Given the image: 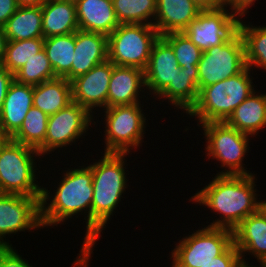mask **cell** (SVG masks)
<instances>
[{"mask_svg":"<svg viewBox=\"0 0 266 267\" xmlns=\"http://www.w3.org/2000/svg\"><path fill=\"white\" fill-rule=\"evenodd\" d=\"M55 195L50 199V192L43 188L41 197V223L43 228L57 226L79 212L88 211L86 234L79 256L74 261L76 267H88L91 255V206L93 200V174L89 166L73 168L63 173ZM51 200V201H50ZM50 201V203H47ZM47 205V206H46Z\"/></svg>","mask_w":266,"mask_h":267,"instance_id":"cell-1","label":"cell"},{"mask_svg":"<svg viewBox=\"0 0 266 267\" xmlns=\"http://www.w3.org/2000/svg\"><path fill=\"white\" fill-rule=\"evenodd\" d=\"M255 175H216L189 201L205 205L219 214L208 227L233 230L246 217L258 211ZM255 188V189H254ZM222 218V219H221Z\"/></svg>","mask_w":266,"mask_h":267,"instance_id":"cell-2","label":"cell"},{"mask_svg":"<svg viewBox=\"0 0 266 267\" xmlns=\"http://www.w3.org/2000/svg\"><path fill=\"white\" fill-rule=\"evenodd\" d=\"M102 159L88 165L93 174L91 206V251L107 221L118 207L127 187L125 158L128 153H104Z\"/></svg>","mask_w":266,"mask_h":267,"instance_id":"cell-3","label":"cell"},{"mask_svg":"<svg viewBox=\"0 0 266 267\" xmlns=\"http://www.w3.org/2000/svg\"><path fill=\"white\" fill-rule=\"evenodd\" d=\"M250 71L247 66L235 76L201 88L196 103L187 114L198 118L199 125L225 122L233 111L255 92Z\"/></svg>","mask_w":266,"mask_h":267,"instance_id":"cell-4","label":"cell"},{"mask_svg":"<svg viewBox=\"0 0 266 267\" xmlns=\"http://www.w3.org/2000/svg\"><path fill=\"white\" fill-rule=\"evenodd\" d=\"M35 155L41 156L34 148L10 138L0 145V184L4 193L42 197L43 188L35 182Z\"/></svg>","mask_w":266,"mask_h":267,"instance_id":"cell-5","label":"cell"},{"mask_svg":"<svg viewBox=\"0 0 266 267\" xmlns=\"http://www.w3.org/2000/svg\"><path fill=\"white\" fill-rule=\"evenodd\" d=\"M160 34L149 24H119L108 36V60L117 66L145 70Z\"/></svg>","mask_w":266,"mask_h":267,"instance_id":"cell-6","label":"cell"},{"mask_svg":"<svg viewBox=\"0 0 266 267\" xmlns=\"http://www.w3.org/2000/svg\"><path fill=\"white\" fill-rule=\"evenodd\" d=\"M200 125L207 140L205 147L207 156L216 158L222 164V168L229 169L217 175H252V172L249 173L250 171L243 168L242 163L250 148L248 147L250 135L239 132L225 122H209Z\"/></svg>","mask_w":266,"mask_h":267,"instance_id":"cell-7","label":"cell"},{"mask_svg":"<svg viewBox=\"0 0 266 267\" xmlns=\"http://www.w3.org/2000/svg\"><path fill=\"white\" fill-rule=\"evenodd\" d=\"M247 67L244 40L237 29L224 43L202 52L198 90L241 73Z\"/></svg>","mask_w":266,"mask_h":267,"instance_id":"cell-8","label":"cell"},{"mask_svg":"<svg viewBox=\"0 0 266 267\" xmlns=\"http://www.w3.org/2000/svg\"><path fill=\"white\" fill-rule=\"evenodd\" d=\"M233 243L231 229L208 226L198 229L175 244L172 267H201L222 255Z\"/></svg>","mask_w":266,"mask_h":267,"instance_id":"cell-9","label":"cell"},{"mask_svg":"<svg viewBox=\"0 0 266 267\" xmlns=\"http://www.w3.org/2000/svg\"><path fill=\"white\" fill-rule=\"evenodd\" d=\"M141 103L105 108L104 153H130L143 141L146 117ZM132 147V148H131Z\"/></svg>","mask_w":266,"mask_h":267,"instance_id":"cell-10","label":"cell"},{"mask_svg":"<svg viewBox=\"0 0 266 267\" xmlns=\"http://www.w3.org/2000/svg\"><path fill=\"white\" fill-rule=\"evenodd\" d=\"M92 119L93 114L74 102L49 115L45 142L37 151L42 156L71 145L88 131Z\"/></svg>","mask_w":266,"mask_h":267,"instance_id":"cell-11","label":"cell"},{"mask_svg":"<svg viewBox=\"0 0 266 267\" xmlns=\"http://www.w3.org/2000/svg\"><path fill=\"white\" fill-rule=\"evenodd\" d=\"M40 200L19 194L0 195V247L12 246L4 241L5 235L43 228Z\"/></svg>","mask_w":266,"mask_h":267,"instance_id":"cell-12","label":"cell"},{"mask_svg":"<svg viewBox=\"0 0 266 267\" xmlns=\"http://www.w3.org/2000/svg\"><path fill=\"white\" fill-rule=\"evenodd\" d=\"M239 20L225 7L202 10L184 33L202 51L224 43L237 29Z\"/></svg>","mask_w":266,"mask_h":267,"instance_id":"cell-13","label":"cell"},{"mask_svg":"<svg viewBox=\"0 0 266 267\" xmlns=\"http://www.w3.org/2000/svg\"><path fill=\"white\" fill-rule=\"evenodd\" d=\"M114 64L107 60L71 81L72 101L93 113L95 107L107 108V95Z\"/></svg>","mask_w":266,"mask_h":267,"instance_id":"cell-14","label":"cell"},{"mask_svg":"<svg viewBox=\"0 0 266 267\" xmlns=\"http://www.w3.org/2000/svg\"><path fill=\"white\" fill-rule=\"evenodd\" d=\"M179 64L172 47L160 36L154 43L144 70L145 88L159 95L179 74Z\"/></svg>","mask_w":266,"mask_h":267,"instance_id":"cell-15","label":"cell"},{"mask_svg":"<svg viewBox=\"0 0 266 267\" xmlns=\"http://www.w3.org/2000/svg\"><path fill=\"white\" fill-rule=\"evenodd\" d=\"M233 241L244 267H253L246 263L244 254L247 252L252 253L262 267L266 266V217L259 210L233 229Z\"/></svg>","mask_w":266,"mask_h":267,"instance_id":"cell-16","label":"cell"},{"mask_svg":"<svg viewBox=\"0 0 266 267\" xmlns=\"http://www.w3.org/2000/svg\"><path fill=\"white\" fill-rule=\"evenodd\" d=\"M108 60V36L78 29L71 65V81Z\"/></svg>","mask_w":266,"mask_h":267,"instance_id":"cell-17","label":"cell"},{"mask_svg":"<svg viewBox=\"0 0 266 267\" xmlns=\"http://www.w3.org/2000/svg\"><path fill=\"white\" fill-rule=\"evenodd\" d=\"M144 87L143 70L114 65L108 88L107 108L140 103L139 94Z\"/></svg>","mask_w":266,"mask_h":267,"instance_id":"cell-18","label":"cell"},{"mask_svg":"<svg viewBox=\"0 0 266 267\" xmlns=\"http://www.w3.org/2000/svg\"><path fill=\"white\" fill-rule=\"evenodd\" d=\"M33 89L34 86L15 80L10 84L0 112V124L8 138L20 129L26 114L33 106Z\"/></svg>","mask_w":266,"mask_h":267,"instance_id":"cell-19","label":"cell"},{"mask_svg":"<svg viewBox=\"0 0 266 267\" xmlns=\"http://www.w3.org/2000/svg\"><path fill=\"white\" fill-rule=\"evenodd\" d=\"M201 11L191 0H157L153 26L160 36L181 33Z\"/></svg>","mask_w":266,"mask_h":267,"instance_id":"cell-20","label":"cell"},{"mask_svg":"<svg viewBox=\"0 0 266 267\" xmlns=\"http://www.w3.org/2000/svg\"><path fill=\"white\" fill-rule=\"evenodd\" d=\"M80 30L109 36L118 26L112 0H75Z\"/></svg>","mask_w":266,"mask_h":267,"instance_id":"cell-21","label":"cell"},{"mask_svg":"<svg viewBox=\"0 0 266 267\" xmlns=\"http://www.w3.org/2000/svg\"><path fill=\"white\" fill-rule=\"evenodd\" d=\"M41 7L43 38L66 35L79 29L75 0H48Z\"/></svg>","mask_w":266,"mask_h":267,"instance_id":"cell-22","label":"cell"},{"mask_svg":"<svg viewBox=\"0 0 266 267\" xmlns=\"http://www.w3.org/2000/svg\"><path fill=\"white\" fill-rule=\"evenodd\" d=\"M227 125L250 136L266 126V93L256 91L244 100L225 121Z\"/></svg>","mask_w":266,"mask_h":267,"instance_id":"cell-23","label":"cell"},{"mask_svg":"<svg viewBox=\"0 0 266 267\" xmlns=\"http://www.w3.org/2000/svg\"><path fill=\"white\" fill-rule=\"evenodd\" d=\"M71 82L65 78H55L34 86L33 106L48 116L72 103Z\"/></svg>","mask_w":266,"mask_h":267,"instance_id":"cell-24","label":"cell"},{"mask_svg":"<svg viewBox=\"0 0 266 267\" xmlns=\"http://www.w3.org/2000/svg\"><path fill=\"white\" fill-rule=\"evenodd\" d=\"M198 94V68H181L174 82H170L157 98H166L168 103L187 113L196 103Z\"/></svg>","mask_w":266,"mask_h":267,"instance_id":"cell-25","label":"cell"},{"mask_svg":"<svg viewBox=\"0 0 266 267\" xmlns=\"http://www.w3.org/2000/svg\"><path fill=\"white\" fill-rule=\"evenodd\" d=\"M7 41L43 37L42 7L19 6L3 26Z\"/></svg>","mask_w":266,"mask_h":267,"instance_id":"cell-26","label":"cell"},{"mask_svg":"<svg viewBox=\"0 0 266 267\" xmlns=\"http://www.w3.org/2000/svg\"><path fill=\"white\" fill-rule=\"evenodd\" d=\"M44 50L54 74L71 82V65L75 50V32L44 38Z\"/></svg>","mask_w":266,"mask_h":267,"instance_id":"cell-27","label":"cell"},{"mask_svg":"<svg viewBox=\"0 0 266 267\" xmlns=\"http://www.w3.org/2000/svg\"><path fill=\"white\" fill-rule=\"evenodd\" d=\"M48 117L39 108L32 106L20 129L10 139L38 150L45 142Z\"/></svg>","mask_w":266,"mask_h":267,"instance_id":"cell-28","label":"cell"},{"mask_svg":"<svg viewBox=\"0 0 266 267\" xmlns=\"http://www.w3.org/2000/svg\"><path fill=\"white\" fill-rule=\"evenodd\" d=\"M112 4L120 24H154L157 0H112Z\"/></svg>","mask_w":266,"mask_h":267,"instance_id":"cell-29","label":"cell"},{"mask_svg":"<svg viewBox=\"0 0 266 267\" xmlns=\"http://www.w3.org/2000/svg\"><path fill=\"white\" fill-rule=\"evenodd\" d=\"M245 23L239 20L238 30L244 40L246 64L250 69L254 66L266 70V26Z\"/></svg>","mask_w":266,"mask_h":267,"instance_id":"cell-30","label":"cell"},{"mask_svg":"<svg viewBox=\"0 0 266 267\" xmlns=\"http://www.w3.org/2000/svg\"><path fill=\"white\" fill-rule=\"evenodd\" d=\"M44 49V38L7 41L2 65L11 73L20 69L27 60Z\"/></svg>","mask_w":266,"mask_h":267,"instance_id":"cell-31","label":"cell"},{"mask_svg":"<svg viewBox=\"0 0 266 267\" xmlns=\"http://www.w3.org/2000/svg\"><path fill=\"white\" fill-rule=\"evenodd\" d=\"M57 78L43 49L14 73V80L21 84L36 86Z\"/></svg>","mask_w":266,"mask_h":267,"instance_id":"cell-32","label":"cell"},{"mask_svg":"<svg viewBox=\"0 0 266 267\" xmlns=\"http://www.w3.org/2000/svg\"><path fill=\"white\" fill-rule=\"evenodd\" d=\"M161 37L172 47L180 68H198L203 51L184 32Z\"/></svg>","mask_w":266,"mask_h":267,"instance_id":"cell-33","label":"cell"},{"mask_svg":"<svg viewBox=\"0 0 266 267\" xmlns=\"http://www.w3.org/2000/svg\"><path fill=\"white\" fill-rule=\"evenodd\" d=\"M201 267H244V265L241 255L233 243L222 255L213 258L212 261Z\"/></svg>","mask_w":266,"mask_h":267,"instance_id":"cell-34","label":"cell"},{"mask_svg":"<svg viewBox=\"0 0 266 267\" xmlns=\"http://www.w3.org/2000/svg\"><path fill=\"white\" fill-rule=\"evenodd\" d=\"M0 267H32L12 246L0 247Z\"/></svg>","mask_w":266,"mask_h":267,"instance_id":"cell-35","label":"cell"},{"mask_svg":"<svg viewBox=\"0 0 266 267\" xmlns=\"http://www.w3.org/2000/svg\"><path fill=\"white\" fill-rule=\"evenodd\" d=\"M254 2L255 0H222V6L225 8H227V6H230V12L234 14L238 19H242V17L247 14L246 12H248V8L251 7V5H254Z\"/></svg>","mask_w":266,"mask_h":267,"instance_id":"cell-36","label":"cell"},{"mask_svg":"<svg viewBox=\"0 0 266 267\" xmlns=\"http://www.w3.org/2000/svg\"><path fill=\"white\" fill-rule=\"evenodd\" d=\"M14 81V74L0 65V112L10 84Z\"/></svg>","mask_w":266,"mask_h":267,"instance_id":"cell-37","label":"cell"},{"mask_svg":"<svg viewBox=\"0 0 266 267\" xmlns=\"http://www.w3.org/2000/svg\"><path fill=\"white\" fill-rule=\"evenodd\" d=\"M19 5L16 0H0V27L15 13Z\"/></svg>","mask_w":266,"mask_h":267,"instance_id":"cell-38","label":"cell"},{"mask_svg":"<svg viewBox=\"0 0 266 267\" xmlns=\"http://www.w3.org/2000/svg\"><path fill=\"white\" fill-rule=\"evenodd\" d=\"M202 10H213L222 7V0H191Z\"/></svg>","mask_w":266,"mask_h":267,"instance_id":"cell-39","label":"cell"},{"mask_svg":"<svg viewBox=\"0 0 266 267\" xmlns=\"http://www.w3.org/2000/svg\"><path fill=\"white\" fill-rule=\"evenodd\" d=\"M7 38L5 36L3 27H0V65L3 63L5 57Z\"/></svg>","mask_w":266,"mask_h":267,"instance_id":"cell-40","label":"cell"},{"mask_svg":"<svg viewBox=\"0 0 266 267\" xmlns=\"http://www.w3.org/2000/svg\"><path fill=\"white\" fill-rule=\"evenodd\" d=\"M19 6H42L48 0H16Z\"/></svg>","mask_w":266,"mask_h":267,"instance_id":"cell-41","label":"cell"},{"mask_svg":"<svg viewBox=\"0 0 266 267\" xmlns=\"http://www.w3.org/2000/svg\"><path fill=\"white\" fill-rule=\"evenodd\" d=\"M258 210L266 217V200L259 201Z\"/></svg>","mask_w":266,"mask_h":267,"instance_id":"cell-42","label":"cell"},{"mask_svg":"<svg viewBox=\"0 0 266 267\" xmlns=\"http://www.w3.org/2000/svg\"><path fill=\"white\" fill-rule=\"evenodd\" d=\"M8 137L4 134L1 124H0V143H4Z\"/></svg>","mask_w":266,"mask_h":267,"instance_id":"cell-43","label":"cell"},{"mask_svg":"<svg viewBox=\"0 0 266 267\" xmlns=\"http://www.w3.org/2000/svg\"><path fill=\"white\" fill-rule=\"evenodd\" d=\"M3 194H4V192H3V189H2L1 184H0V195H3Z\"/></svg>","mask_w":266,"mask_h":267,"instance_id":"cell-44","label":"cell"}]
</instances>
